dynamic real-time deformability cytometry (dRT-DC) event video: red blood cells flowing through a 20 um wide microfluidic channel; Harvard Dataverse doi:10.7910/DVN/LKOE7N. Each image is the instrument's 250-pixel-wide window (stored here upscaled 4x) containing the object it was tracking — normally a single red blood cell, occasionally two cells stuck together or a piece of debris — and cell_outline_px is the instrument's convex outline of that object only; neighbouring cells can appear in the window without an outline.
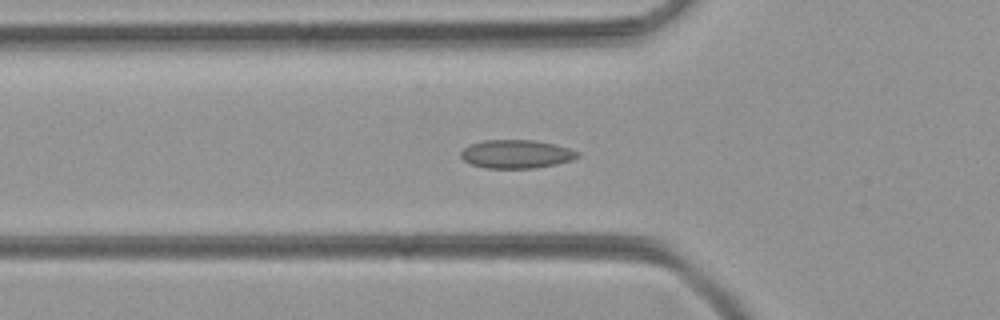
{"species": "common noctule bat (a hibernating species)", "species_latin": "Nyctalus noctula", "temperature_condition": "room temperature", "stored_images_in_passage": 51, "camera_frame_rate_fps": 3000, "um_per_image_px": 0.085, "animal": {"sex": "female", "body_mass_g": 21.9}, "frame": {"image": 1, "passage_image": 17, "time_ms": 5.333, "image_size_px": [1000, 320], "cell_outline_px": [[580, 156], [572, 160], [556, 164], [536, 168], [484, 168], [472, 164], [464, 160], [460, 156], [460, 152], [468, 144], [484, 140], [536, 140], [556, 144], [580, 152]], "centroid_in_image_um": [43.89, 13.09], "position_along_channel_um": 81.9, "area_um2": 19.54}}
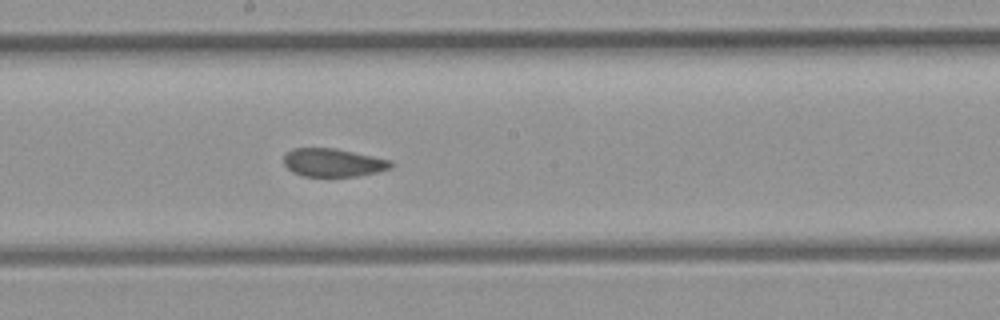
{"frame": {"image": 2, "passage_image": 27, "time_ms": 8.667, "image_size_px": [1000, 320], "cell_outline_px": [[396, 164], [392, 168], [376, 172], [356, 176], [300, 176], [292, 172], [284, 164], [284, 156], [292, 148], [336, 148], [392, 160]], "centroid_in_image_um": [28.34, 13.82], "position_along_channel_um": 219.9, "area_um2": 17.74}}
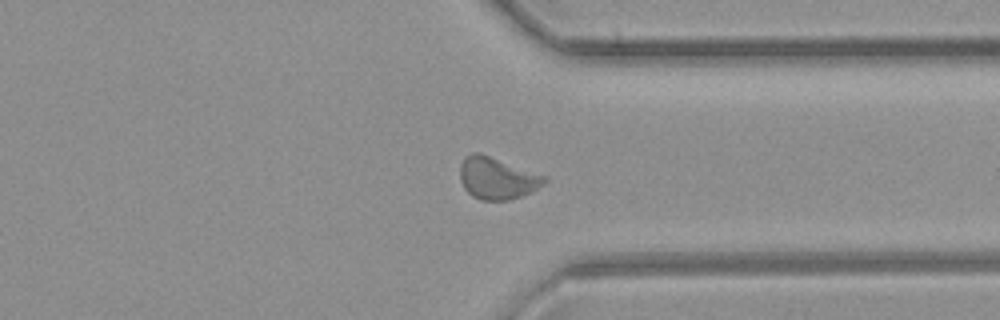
{"frame": {"image": 3, "passage_image": 38, "time_ms": 12.333, "image_size_px": [1000, 320], "cell_outline_px": [[548, 180], [544, 184], [532, 192], [508, 200], [480, 200], [472, 196], [464, 188], [460, 180], [460, 164], [464, 156], [472, 152], [480, 152], [548, 176]], "centroid_in_image_um": [42.26, 15.13], "position_along_channel_um": 369.1, "area_um2": 20.98}}